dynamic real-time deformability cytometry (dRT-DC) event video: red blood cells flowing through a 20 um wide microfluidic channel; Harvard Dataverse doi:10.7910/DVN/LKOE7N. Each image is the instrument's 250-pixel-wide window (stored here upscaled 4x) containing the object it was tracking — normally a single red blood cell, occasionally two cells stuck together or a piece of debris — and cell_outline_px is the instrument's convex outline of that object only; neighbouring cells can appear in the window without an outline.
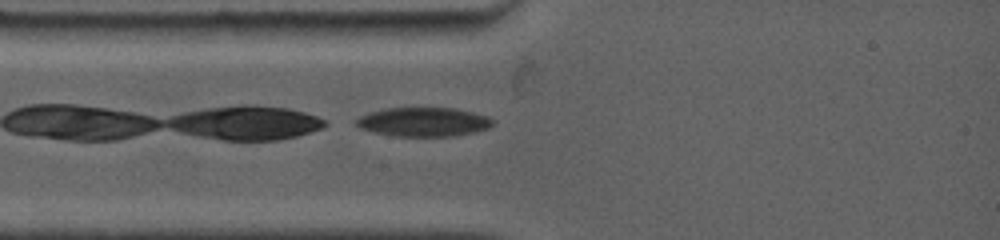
{"species": "common noctule bat (a hibernating species)", "species_latin": "Nyctalus noctula", "temperature_condition": "warm", "stored_images_in_passage": 4, "camera_frame_rate_fps": 4500, "um_per_image_px": 0.085, "animal": {"sex": "female", "body_mass_g": 19.0, "forearm_length_mm": 53.3}, "frame": {"image": 1, "passage_image": 1, "time_ms": 0.0, "image_size_px": [1000, 240], "cell_outline_px": [[496, 120], [488, 128], [456, 136], [396, 136], [376, 132], [360, 128], [356, 124], [356, 120], [360, 116], [368, 112], [384, 108], [456, 108], [488, 116]], "centroid_in_image_um": [36.02, 10.35], "position_along_channel_um": 49.0, "area_um2": 23.06}}